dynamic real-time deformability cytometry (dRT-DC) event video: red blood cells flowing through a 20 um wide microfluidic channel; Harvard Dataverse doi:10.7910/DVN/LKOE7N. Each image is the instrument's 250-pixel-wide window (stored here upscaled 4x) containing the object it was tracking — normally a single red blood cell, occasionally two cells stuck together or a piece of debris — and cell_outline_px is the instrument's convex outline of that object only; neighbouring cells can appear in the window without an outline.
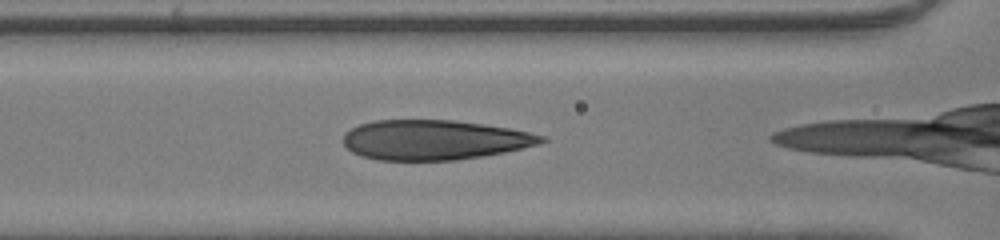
{"species": "human", "species_latin": "Homo sapiens", "temperature_condition": "room temperature", "stored_images_in_passage": 13, "camera_frame_rate_fps": 3000, "um_per_image_px": 0.085, "donor": {"sex": "male"}, "frame": {"image": 1, "passage_image": 3, "time_ms": 0.667, "image_size_px": [1000, 240], "cell_outline_px": [[548, 140], [540, 144], [524, 148], [504, 152], [456, 160], [376, 160], [360, 156], [352, 152], [344, 144], [344, 132], [360, 124], [372, 120], [452, 120], [484, 124], [508, 128], [528, 132], [544, 136]], "centroid_in_image_um": [36.9, 11.89], "position_along_channel_um": 129.7, "area_um2": 46.01}}
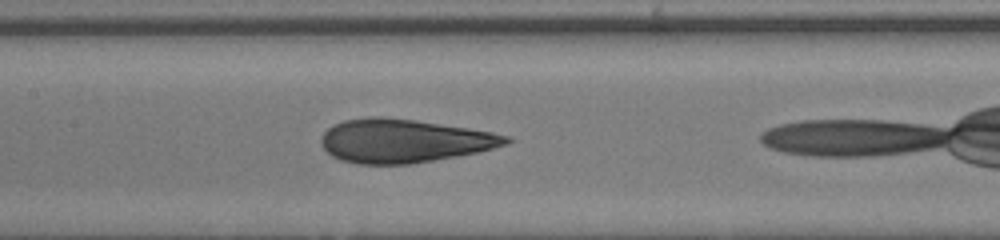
{"frame": {"image": 2, "passage_image": 6, "time_ms": 1.667, "image_size_px": [1000, 240], "cell_outline_px": [[512, 140], [508, 144], [476, 152], [456, 156], [412, 164], [356, 164], [340, 160], [332, 156], [320, 144], [320, 140], [324, 132], [332, 124], [344, 120], [372, 116], [384, 116], [468, 128], [492, 132], [508, 136]], "centroid_in_image_um": [34.28, 11.97], "position_along_channel_um": 173.1, "area_um2": 46.76}}
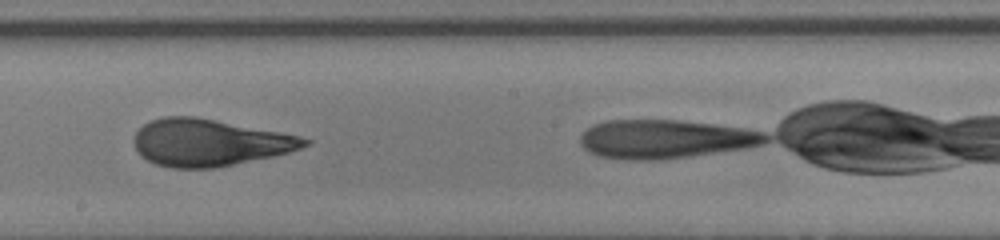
{"frame": {"image": 3, "passage_image": 10, "time_ms": 3.0, "image_size_px": [1000, 240], "cell_outline_px": [[312, 144], [288, 152], [272, 156], [216, 168], [172, 168], [156, 164], [140, 156], [132, 140], [136, 132], [144, 124], [152, 120], [164, 116], [196, 116], [280, 132], [300, 136], [312, 140]], "centroid_in_image_um": [17.78, 12.12], "position_along_channel_um": 230.4, "area_um2": 46.64}}